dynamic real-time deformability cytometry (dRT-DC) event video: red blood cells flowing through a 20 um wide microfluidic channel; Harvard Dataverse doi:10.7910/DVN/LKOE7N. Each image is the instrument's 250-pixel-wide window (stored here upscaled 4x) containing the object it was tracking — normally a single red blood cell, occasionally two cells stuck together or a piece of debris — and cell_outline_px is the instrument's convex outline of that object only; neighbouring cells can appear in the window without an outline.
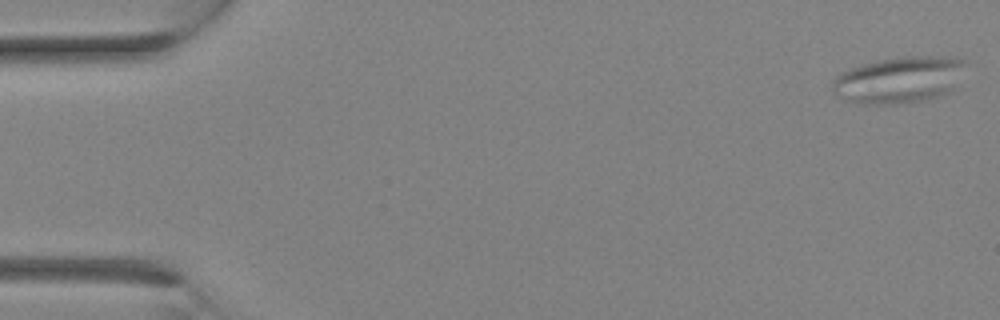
{"species": "Egyptian fruit bat (a non-hibernating species)", "species_latin": "Rousettus aegyptiacus", "temperature_condition": "room temperature", "stored_images_in_passage": 18, "camera_frame_rate_fps": 3000, "um_per_image_px": 0.085, "animal": {"sex": "female"}, "frame": {"image": 1, "passage_image": 1, "time_ms": 0.0, "image_size_px": [1000, 320], "cell_outline_px": [[964, 64], [952, 92], [924, 100], [892, 104], [872, 104], [848, 100], [832, 92], [832, 80], [840, 72], [860, 64], [876, 60], [900, 56], [956, 56], [964, 60]], "centroid_in_image_um": [76.41, 6.76], "position_along_channel_um": 8.6, "area_um2": 36.13}}
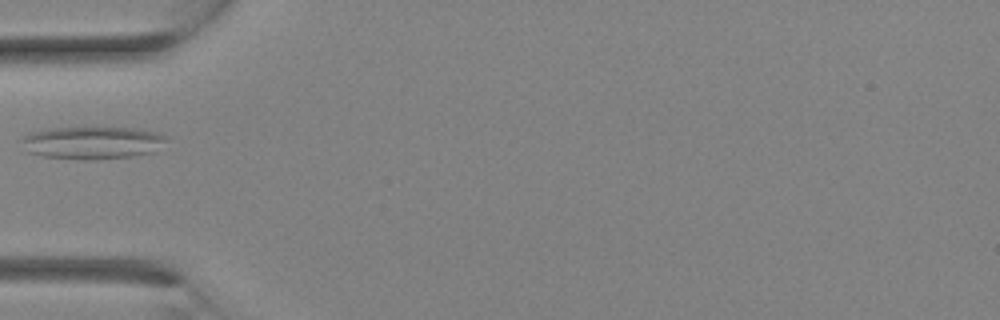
{"frame": {"image": 2, "passage_image": 10, "time_ms": 3.0, "image_size_px": [1000, 320], "cell_outline_px": [[168, 140], [156, 152], [132, 156], [92, 160], [76, 160], [44, 156], [24, 152], [20, 140], [24, 136], [32, 132], [48, 128], [140, 128], [156, 132], [164, 136]], "centroid_in_image_um": [7.84, 12.14], "position_along_channel_um": 77.2, "area_um2": 27.92}}
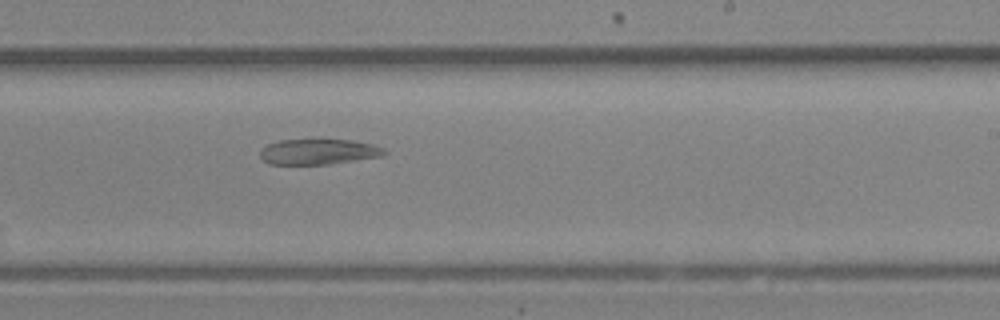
{"frame": {"image": 3, "passage_image": 18, "time_ms": 5.667, "image_size_px": [1000, 320], "cell_outline_px": [[388, 152], [384, 156], [328, 164], [268, 164], [260, 156], [260, 148], [268, 144], [280, 140], [352, 140], [372, 144], [384, 148]], "centroid_in_image_um": [27.08, 12.9], "position_along_channel_um": 261.9, "area_um2": 18.44}}